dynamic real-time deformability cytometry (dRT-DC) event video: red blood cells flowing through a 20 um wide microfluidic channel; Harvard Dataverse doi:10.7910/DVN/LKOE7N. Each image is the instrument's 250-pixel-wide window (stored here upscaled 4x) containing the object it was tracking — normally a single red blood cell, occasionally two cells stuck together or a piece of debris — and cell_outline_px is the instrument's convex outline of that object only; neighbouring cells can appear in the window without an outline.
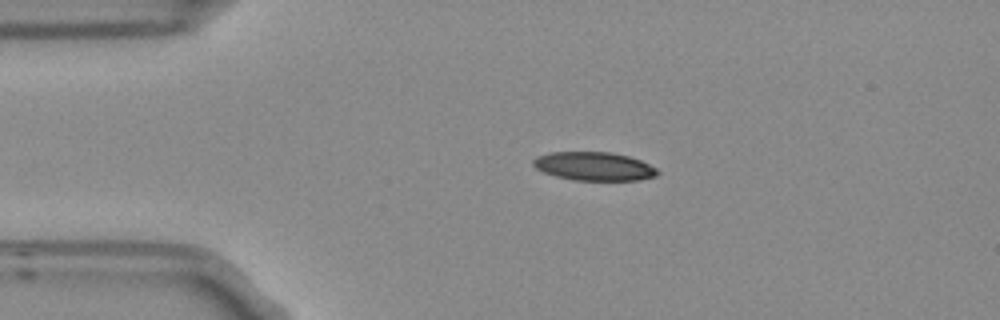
{"species": "Egyptian fruit bat (a non-hibernating species)", "species_latin": "Rousettus aegyptiacus", "temperature_condition": "room temperature", "stored_images_in_passage": 3, "camera_frame_rate_fps": 3000, "um_per_image_px": 0.085, "frame": {"image": 1, "passage_image": 2, "time_ms": 0.333, "image_size_px": [1000, 320], "cell_outline_px": [[660, 172], [656, 176], [640, 180], [572, 180], [556, 176], [544, 172], [536, 168], [532, 164], [532, 160], [536, 156], [548, 152], [612, 152], [628, 156], [640, 160], [656, 168]], "centroid_in_image_um": [50.48, 14.13], "position_along_channel_um": 34.5, "area_um2": 20.75}}